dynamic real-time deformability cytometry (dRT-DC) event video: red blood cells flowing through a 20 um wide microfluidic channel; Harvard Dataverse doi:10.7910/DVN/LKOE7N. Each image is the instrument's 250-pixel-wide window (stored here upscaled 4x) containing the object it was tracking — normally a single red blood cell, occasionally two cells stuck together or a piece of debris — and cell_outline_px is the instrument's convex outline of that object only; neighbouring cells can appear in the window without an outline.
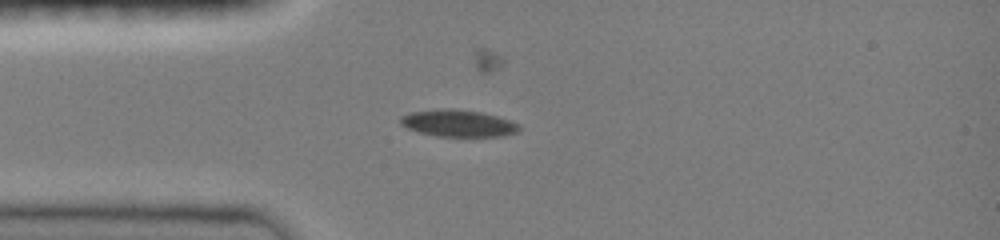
{"species": "common noctule bat (a hibernating species)", "species_latin": "Nyctalus noctula", "temperature_condition": "room temperature", "stored_images_in_passage": 24, "camera_frame_rate_fps": 3000, "um_per_image_px": 0.085, "animal": {"sex": "female", "body_mass_g": 19.0, "forearm_length_mm": 51.5}, "frame": {"image": 1, "passage_image": 4, "time_ms": 1.0, "image_size_px": [1000, 240], "cell_outline_px": [[520, 132], [504, 136], [436, 136], [420, 132], [408, 128], [400, 124], [400, 116], [412, 112], [436, 108], [452, 108], [480, 112], [496, 116], [520, 124]], "centroid_in_image_um": [38.95, 10.47], "position_along_channel_um": 46.0, "area_um2": 18.67}}
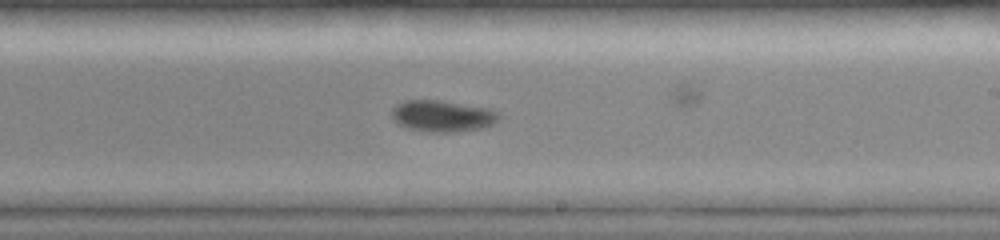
{"frame": {"image": 2, "passage_image": 14, "time_ms": 4.333, "image_size_px": [1000, 240], "cell_outline_px": [[500, 120], [484, 128], [456, 132], [428, 132], [408, 128], [400, 124], [392, 116], [392, 108], [396, 104], [404, 100], [440, 100], [492, 108], [500, 112]], "centroid_in_image_um": [37.68, 9.85], "position_along_channel_um": 251.3, "area_um2": 19.94}}
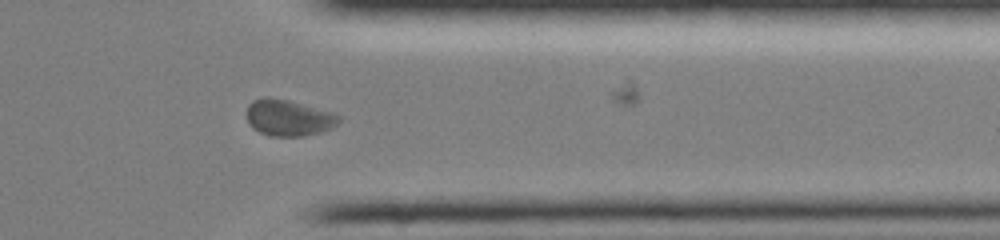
{"frame": {"image": 3, "passage_image": 21, "time_ms": 6.667, "image_size_px": [1000, 240], "cell_outline_px": [[340, 120], [332, 128], [320, 132], [304, 136], [268, 136], [252, 128], [248, 124], [248, 104], [252, 100], [268, 96], [288, 100], [332, 112], [340, 116]], "centroid_in_image_um": [24.51, 10.01], "position_along_channel_um": 386.9, "area_um2": 19.48}}